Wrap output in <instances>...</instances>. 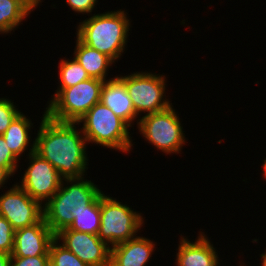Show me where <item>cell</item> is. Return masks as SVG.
<instances>
[{"instance_id": "obj_14", "label": "cell", "mask_w": 266, "mask_h": 266, "mask_svg": "<svg viewBox=\"0 0 266 266\" xmlns=\"http://www.w3.org/2000/svg\"><path fill=\"white\" fill-rule=\"evenodd\" d=\"M195 242L180 239L176 264L178 266H216L220 264L217 252L204 233H199Z\"/></svg>"}, {"instance_id": "obj_10", "label": "cell", "mask_w": 266, "mask_h": 266, "mask_svg": "<svg viewBox=\"0 0 266 266\" xmlns=\"http://www.w3.org/2000/svg\"><path fill=\"white\" fill-rule=\"evenodd\" d=\"M0 215L17 230L38 223L43 218V206L16 184L1 194Z\"/></svg>"}, {"instance_id": "obj_1", "label": "cell", "mask_w": 266, "mask_h": 266, "mask_svg": "<svg viewBox=\"0 0 266 266\" xmlns=\"http://www.w3.org/2000/svg\"><path fill=\"white\" fill-rule=\"evenodd\" d=\"M75 125L52 120L44 112L35 138V152L50 162L63 180L81 178L87 168V140Z\"/></svg>"}, {"instance_id": "obj_25", "label": "cell", "mask_w": 266, "mask_h": 266, "mask_svg": "<svg viewBox=\"0 0 266 266\" xmlns=\"http://www.w3.org/2000/svg\"><path fill=\"white\" fill-rule=\"evenodd\" d=\"M10 266H49V256L10 257Z\"/></svg>"}, {"instance_id": "obj_27", "label": "cell", "mask_w": 266, "mask_h": 266, "mask_svg": "<svg viewBox=\"0 0 266 266\" xmlns=\"http://www.w3.org/2000/svg\"><path fill=\"white\" fill-rule=\"evenodd\" d=\"M10 176H13V174L6 167L0 166V187H3Z\"/></svg>"}, {"instance_id": "obj_19", "label": "cell", "mask_w": 266, "mask_h": 266, "mask_svg": "<svg viewBox=\"0 0 266 266\" xmlns=\"http://www.w3.org/2000/svg\"><path fill=\"white\" fill-rule=\"evenodd\" d=\"M72 215L74 220L68 229L98 235L100 230V194L85 207V210Z\"/></svg>"}, {"instance_id": "obj_11", "label": "cell", "mask_w": 266, "mask_h": 266, "mask_svg": "<svg viewBox=\"0 0 266 266\" xmlns=\"http://www.w3.org/2000/svg\"><path fill=\"white\" fill-rule=\"evenodd\" d=\"M55 238L88 266H110L111 247L98 235L65 228Z\"/></svg>"}, {"instance_id": "obj_13", "label": "cell", "mask_w": 266, "mask_h": 266, "mask_svg": "<svg viewBox=\"0 0 266 266\" xmlns=\"http://www.w3.org/2000/svg\"><path fill=\"white\" fill-rule=\"evenodd\" d=\"M155 244L150 239L137 236L111 247L110 266H145Z\"/></svg>"}, {"instance_id": "obj_7", "label": "cell", "mask_w": 266, "mask_h": 266, "mask_svg": "<svg viewBox=\"0 0 266 266\" xmlns=\"http://www.w3.org/2000/svg\"><path fill=\"white\" fill-rule=\"evenodd\" d=\"M137 121L140 134L166 154L180 153L185 144L183 127L172 105L161 112L144 115Z\"/></svg>"}, {"instance_id": "obj_22", "label": "cell", "mask_w": 266, "mask_h": 266, "mask_svg": "<svg viewBox=\"0 0 266 266\" xmlns=\"http://www.w3.org/2000/svg\"><path fill=\"white\" fill-rule=\"evenodd\" d=\"M15 229L0 215V252L11 255L14 248Z\"/></svg>"}, {"instance_id": "obj_2", "label": "cell", "mask_w": 266, "mask_h": 266, "mask_svg": "<svg viewBox=\"0 0 266 266\" xmlns=\"http://www.w3.org/2000/svg\"><path fill=\"white\" fill-rule=\"evenodd\" d=\"M129 26L124 10L94 14L79 23L77 38L115 61L124 52Z\"/></svg>"}, {"instance_id": "obj_28", "label": "cell", "mask_w": 266, "mask_h": 266, "mask_svg": "<svg viewBox=\"0 0 266 266\" xmlns=\"http://www.w3.org/2000/svg\"><path fill=\"white\" fill-rule=\"evenodd\" d=\"M0 266H10V255L0 252Z\"/></svg>"}, {"instance_id": "obj_5", "label": "cell", "mask_w": 266, "mask_h": 266, "mask_svg": "<svg viewBox=\"0 0 266 266\" xmlns=\"http://www.w3.org/2000/svg\"><path fill=\"white\" fill-rule=\"evenodd\" d=\"M103 83V80L90 78L74 86L56 90L45 110L46 115L58 122L77 123L100 102Z\"/></svg>"}, {"instance_id": "obj_4", "label": "cell", "mask_w": 266, "mask_h": 266, "mask_svg": "<svg viewBox=\"0 0 266 266\" xmlns=\"http://www.w3.org/2000/svg\"><path fill=\"white\" fill-rule=\"evenodd\" d=\"M83 123L80 128L87 143H96L103 147L129 152L132 140L129 136V126L102 102L96 103L77 124Z\"/></svg>"}, {"instance_id": "obj_26", "label": "cell", "mask_w": 266, "mask_h": 266, "mask_svg": "<svg viewBox=\"0 0 266 266\" xmlns=\"http://www.w3.org/2000/svg\"><path fill=\"white\" fill-rule=\"evenodd\" d=\"M68 6L78 13H91L94 9L97 0H66Z\"/></svg>"}, {"instance_id": "obj_3", "label": "cell", "mask_w": 266, "mask_h": 266, "mask_svg": "<svg viewBox=\"0 0 266 266\" xmlns=\"http://www.w3.org/2000/svg\"><path fill=\"white\" fill-rule=\"evenodd\" d=\"M64 181L70 186L63 187ZM64 181L51 199L43 204V218L55 235L72 224V214L85 210L101 193L91 180H84V177Z\"/></svg>"}, {"instance_id": "obj_9", "label": "cell", "mask_w": 266, "mask_h": 266, "mask_svg": "<svg viewBox=\"0 0 266 266\" xmlns=\"http://www.w3.org/2000/svg\"><path fill=\"white\" fill-rule=\"evenodd\" d=\"M29 152L31 164L25 170L19 186L42 205L43 201L47 203L58 191L63 179L50 162L35 152V141Z\"/></svg>"}, {"instance_id": "obj_15", "label": "cell", "mask_w": 266, "mask_h": 266, "mask_svg": "<svg viewBox=\"0 0 266 266\" xmlns=\"http://www.w3.org/2000/svg\"><path fill=\"white\" fill-rule=\"evenodd\" d=\"M100 102L106 107H109L114 114L120 117L129 127L132 121L137 117L126 86L118 76L104 81Z\"/></svg>"}, {"instance_id": "obj_24", "label": "cell", "mask_w": 266, "mask_h": 266, "mask_svg": "<svg viewBox=\"0 0 266 266\" xmlns=\"http://www.w3.org/2000/svg\"><path fill=\"white\" fill-rule=\"evenodd\" d=\"M18 158L12 153L6 144L4 137L0 135V166L6 167L13 175L16 172Z\"/></svg>"}, {"instance_id": "obj_18", "label": "cell", "mask_w": 266, "mask_h": 266, "mask_svg": "<svg viewBox=\"0 0 266 266\" xmlns=\"http://www.w3.org/2000/svg\"><path fill=\"white\" fill-rule=\"evenodd\" d=\"M31 126V121L21 112L2 134L12 153L19 159L30 143L28 133Z\"/></svg>"}, {"instance_id": "obj_6", "label": "cell", "mask_w": 266, "mask_h": 266, "mask_svg": "<svg viewBox=\"0 0 266 266\" xmlns=\"http://www.w3.org/2000/svg\"><path fill=\"white\" fill-rule=\"evenodd\" d=\"M144 223L141 214L134 212L126 204L115 198L100 193V230L99 238L108 245L125 242L137 237V233ZM110 243V244H109Z\"/></svg>"}, {"instance_id": "obj_29", "label": "cell", "mask_w": 266, "mask_h": 266, "mask_svg": "<svg viewBox=\"0 0 266 266\" xmlns=\"http://www.w3.org/2000/svg\"><path fill=\"white\" fill-rule=\"evenodd\" d=\"M260 257L262 258V266H266V251Z\"/></svg>"}, {"instance_id": "obj_30", "label": "cell", "mask_w": 266, "mask_h": 266, "mask_svg": "<svg viewBox=\"0 0 266 266\" xmlns=\"http://www.w3.org/2000/svg\"><path fill=\"white\" fill-rule=\"evenodd\" d=\"M264 171H263V177L266 179V159L264 160V164L262 165Z\"/></svg>"}, {"instance_id": "obj_31", "label": "cell", "mask_w": 266, "mask_h": 266, "mask_svg": "<svg viewBox=\"0 0 266 266\" xmlns=\"http://www.w3.org/2000/svg\"><path fill=\"white\" fill-rule=\"evenodd\" d=\"M32 1L36 6L41 2V0H30Z\"/></svg>"}, {"instance_id": "obj_21", "label": "cell", "mask_w": 266, "mask_h": 266, "mask_svg": "<svg viewBox=\"0 0 266 266\" xmlns=\"http://www.w3.org/2000/svg\"><path fill=\"white\" fill-rule=\"evenodd\" d=\"M54 239L49 247V266H88L82 262L73 252Z\"/></svg>"}, {"instance_id": "obj_12", "label": "cell", "mask_w": 266, "mask_h": 266, "mask_svg": "<svg viewBox=\"0 0 266 266\" xmlns=\"http://www.w3.org/2000/svg\"><path fill=\"white\" fill-rule=\"evenodd\" d=\"M55 234L42 218L38 223L15 230L14 248L10 257L49 256Z\"/></svg>"}, {"instance_id": "obj_23", "label": "cell", "mask_w": 266, "mask_h": 266, "mask_svg": "<svg viewBox=\"0 0 266 266\" xmlns=\"http://www.w3.org/2000/svg\"><path fill=\"white\" fill-rule=\"evenodd\" d=\"M20 113L11 100L0 98V135L6 131Z\"/></svg>"}, {"instance_id": "obj_17", "label": "cell", "mask_w": 266, "mask_h": 266, "mask_svg": "<svg viewBox=\"0 0 266 266\" xmlns=\"http://www.w3.org/2000/svg\"><path fill=\"white\" fill-rule=\"evenodd\" d=\"M36 7L30 0H0V33H10Z\"/></svg>"}, {"instance_id": "obj_16", "label": "cell", "mask_w": 266, "mask_h": 266, "mask_svg": "<svg viewBox=\"0 0 266 266\" xmlns=\"http://www.w3.org/2000/svg\"><path fill=\"white\" fill-rule=\"evenodd\" d=\"M74 58L86 70L91 78L106 81L108 68L113 64V60L107 55L83 44L78 38Z\"/></svg>"}, {"instance_id": "obj_20", "label": "cell", "mask_w": 266, "mask_h": 266, "mask_svg": "<svg viewBox=\"0 0 266 266\" xmlns=\"http://www.w3.org/2000/svg\"><path fill=\"white\" fill-rule=\"evenodd\" d=\"M58 68H60V86L58 89H65L91 78L74 57L72 61L66 59L61 60Z\"/></svg>"}, {"instance_id": "obj_8", "label": "cell", "mask_w": 266, "mask_h": 266, "mask_svg": "<svg viewBox=\"0 0 266 266\" xmlns=\"http://www.w3.org/2000/svg\"><path fill=\"white\" fill-rule=\"evenodd\" d=\"M146 72H136L118 78L125 84L133 102L136 114L161 112L168 109L172 103L165 97V76Z\"/></svg>"}]
</instances>
